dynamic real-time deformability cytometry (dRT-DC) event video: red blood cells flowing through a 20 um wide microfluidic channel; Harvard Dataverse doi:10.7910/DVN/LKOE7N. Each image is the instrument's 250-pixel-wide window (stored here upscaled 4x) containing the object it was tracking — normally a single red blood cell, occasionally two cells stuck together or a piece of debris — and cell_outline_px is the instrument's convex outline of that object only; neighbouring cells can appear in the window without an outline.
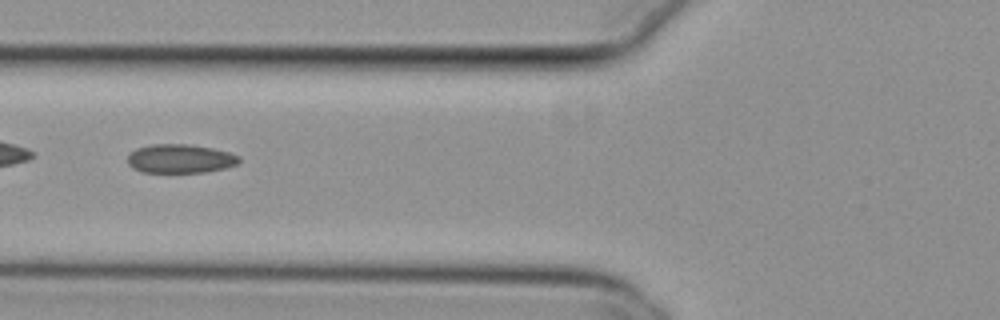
{"species": "common noctule bat (a hibernating species)", "species_latin": "Nyctalus noctula", "temperature_condition": "cold", "stored_images_in_passage": 46, "camera_frame_rate_fps": 3000, "um_per_image_px": 0.085, "animal": {"sex": "female", "body_mass_g": 29.2, "forearm_length_mm": 56.3}, "frame": {"image": 1, "passage_image": 13, "time_ms": 4.0, "image_size_px": [1000, 320], "cell_outline_px": [[240, 160], [236, 164], [224, 168], [204, 172], [140, 172], [132, 168], [128, 164], [128, 156], [136, 148], [152, 144], [188, 144], [212, 148], [228, 152], [240, 156]], "centroid_in_image_um": [15.29, 13.48], "position_along_channel_um": 110.5, "area_um2": 18.67}}
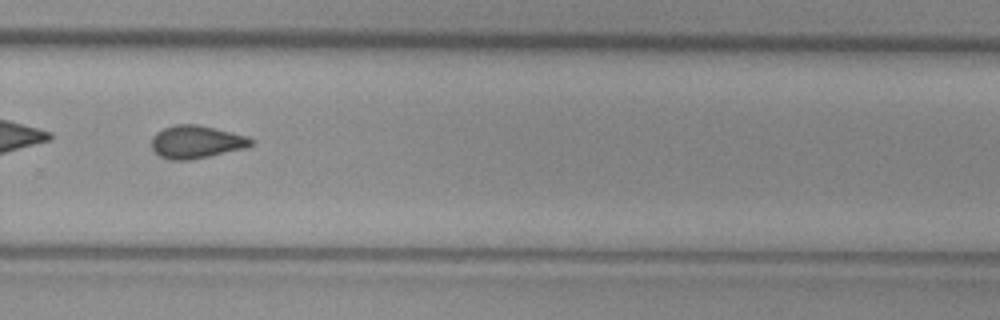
{"frame": {"image": 2, "passage_image": 29, "time_ms": 9.333, "image_size_px": [1000, 320], "cell_outline_px": [[256, 140], [252, 144], [244, 148], [208, 156], [188, 160], [168, 160], [160, 156], [152, 148], [152, 136], [156, 132], [164, 128], [176, 124], [196, 124], [248, 136]], "centroid_in_image_um": [16.67, 12.06], "position_along_channel_um": 313.1, "area_um2": 18.9}}
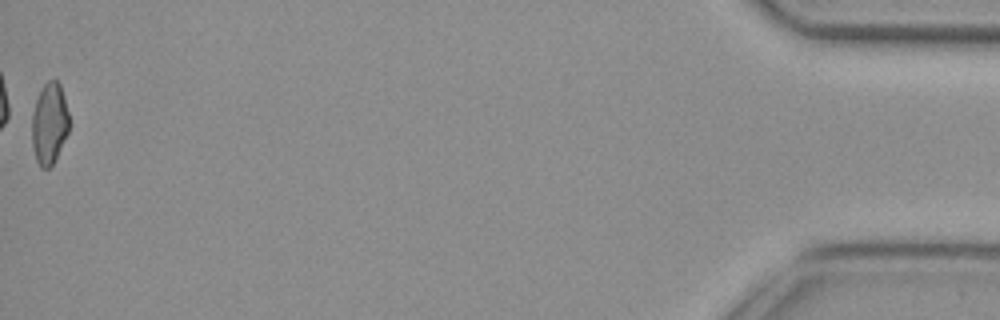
{"frame": {"image": 3, "passage_image": 46, "time_ms": 15.0, "image_size_px": [1000, 320], "cell_outline_px": [[68, 132], [52, 164], [48, 168], [40, 168], [36, 160], [32, 144], [32, 112], [36, 100], [44, 84], [48, 80], [56, 80], [60, 84], [64, 96], [68, 112]], "centroid_in_image_um": [4.18, 10.49], "position_along_channel_um": 431.0, "area_um2": 17.4}, "authors_computed_cell_mechanics": {"area_um2": 18.5827, "velocity_mm_per_s": 3.8029, "shape_relaxation_time_tau1_ms": null, "shape_relaxation_time_tau2_ms": 4.2905, "deformation_change_tau1": null, "deformation_change_tau2": 0.09}}